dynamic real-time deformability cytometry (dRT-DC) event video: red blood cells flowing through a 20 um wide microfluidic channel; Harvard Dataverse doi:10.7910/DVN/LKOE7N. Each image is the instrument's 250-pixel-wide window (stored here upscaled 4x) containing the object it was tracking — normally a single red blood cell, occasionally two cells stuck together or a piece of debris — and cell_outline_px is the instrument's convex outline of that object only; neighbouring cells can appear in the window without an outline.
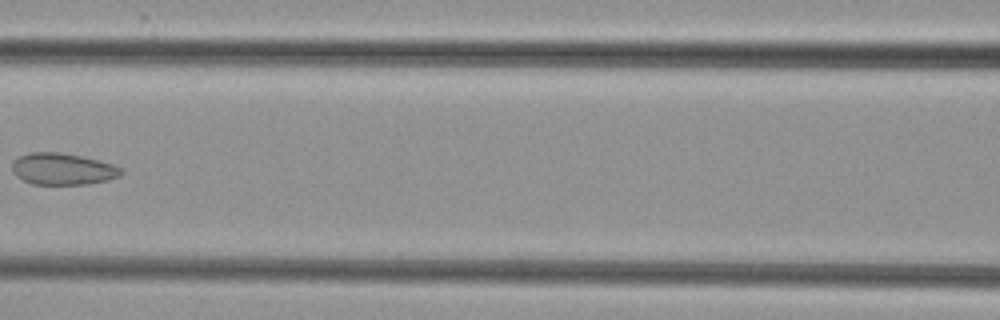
{"species": "common noctule bat (a hibernating species)", "species_latin": "Nyctalus noctula", "temperature_condition": "cold", "stored_images_in_passage": 7, "camera_frame_rate_fps": 3000, "um_per_image_px": 0.085, "animal": {"sex": "female", "body_mass_g": 29.2, "forearm_length_mm": 56.3}, "frame": {"image": 1, "passage_image": 6, "time_ms": 7.0, "image_size_px": [1000, 320], "cell_outline_px": [[124, 172], [120, 176], [108, 180], [88, 184], [32, 184], [16, 176], [12, 172], [12, 160], [20, 156], [32, 152], [60, 152], [80, 156], [112, 164], [124, 168]], "centroid_in_image_um": [5.33, 14.37], "position_along_channel_um": 161.3, "area_um2": 20.17}}
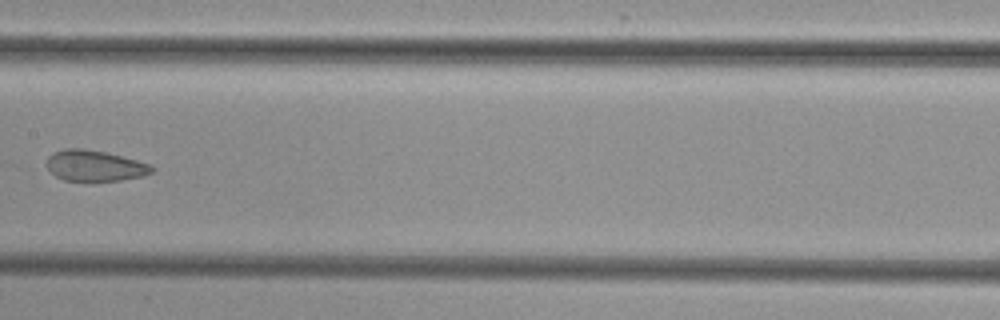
{"frame": {"image": 2, "passage_image": 7, "time_ms": 8.0, "image_size_px": [1000, 320], "cell_outline_px": [[156, 168], [152, 172], [144, 176], [120, 180], [64, 180], [56, 176], [44, 164], [44, 160], [52, 152], [64, 148], [84, 148], [104, 152], [136, 160], [148, 164]], "centroid_in_image_um": [8.0, 14.07], "position_along_channel_um": 199.4, "area_um2": 18.9}}